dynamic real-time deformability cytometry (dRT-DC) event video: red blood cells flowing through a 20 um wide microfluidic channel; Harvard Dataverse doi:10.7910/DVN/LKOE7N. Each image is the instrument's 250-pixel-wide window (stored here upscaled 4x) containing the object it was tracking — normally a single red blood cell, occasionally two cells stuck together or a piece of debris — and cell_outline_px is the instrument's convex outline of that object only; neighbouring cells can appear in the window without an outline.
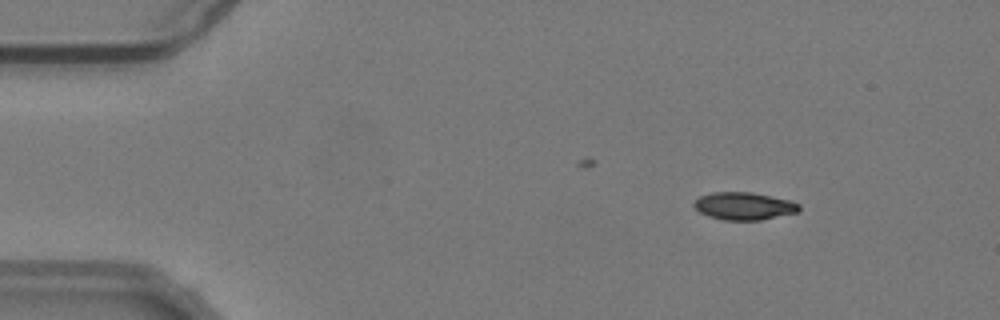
{"species": "common noctule bat (a hibernating species)", "species_latin": "Nyctalus noctula", "temperature_condition": "warm", "stored_images_in_passage": 50, "camera_frame_rate_fps": 3000, "um_per_image_px": 0.085, "animal": {"sex": "male", "body_mass_g": 19.2, "forearm_length_mm": 51.8}, "frame": {"image": 1, "passage_image": 6, "time_ms": 1.667, "image_size_px": [1000, 320], "cell_outline_px": [[800, 208], [796, 212], [760, 220], [724, 220], [708, 216], [700, 212], [692, 204], [700, 196], [712, 192], [752, 192], [792, 200], [800, 204]], "centroid_in_image_um": [63.24, 17.5], "position_along_channel_um": 21.8, "area_um2": 16.88}}
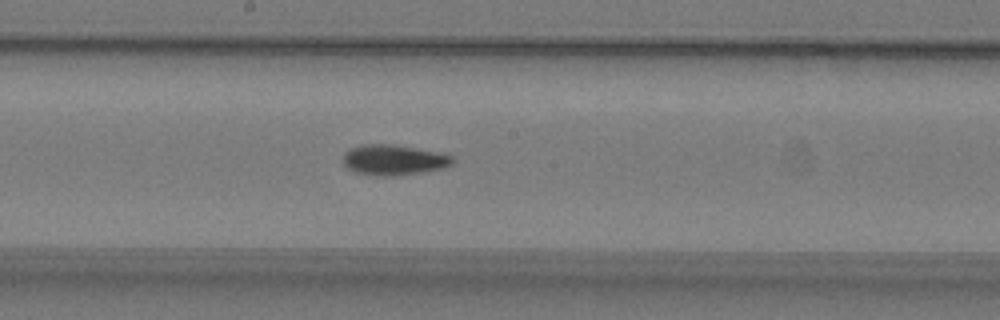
{"frame": {"image": 2, "passage_image": 28, "time_ms": 9.0, "image_size_px": [1000, 320], "cell_outline_px": [[456, 160], [452, 164], [444, 168], [420, 172], [392, 176], [372, 176], [356, 172], [348, 168], [344, 164], [344, 152], [348, 148], [360, 144], [396, 144], [440, 152], [452, 156]], "centroid_in_image_um": [33.47, 13.58], "position_along_channel_um": 214.7, "area_um2": 19.71}}
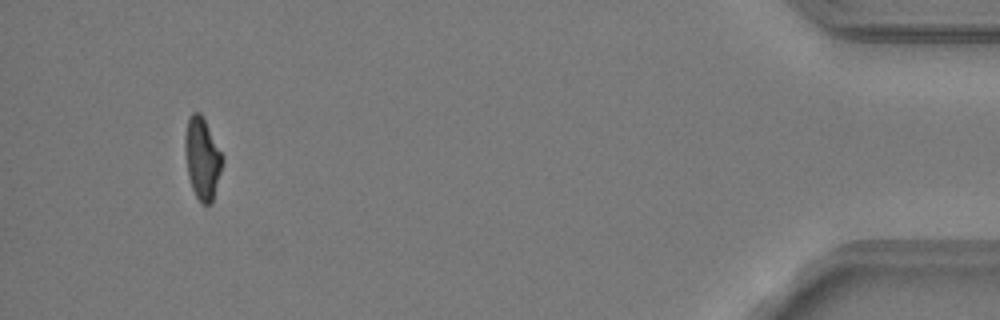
{"frame": {"image": 3, "passage_image": 50, "time_ms": 16.333, "image_size_px": [1000, 320], "cell_outline_px": [[224, 160], [212, 204], [204, 204], [196, 196], [192, 188], [188, 176], [184, 148], [184, 136], [188, 116], [192, 112], [200, 112], [224, 156]], "centroid_in_image_um": [17.19, 13.44], "position_along_channel_um": 418.0, "area_um2": 17.98}, "authors_computed_cell_mechanics": {"area_um2": 17.9469, "velocity_mm_per_s": 3.7972, "shape_relaxation_time_tau1_ms": 5.9841, "shape_relaxation_time_tau2_ms": 4.2599, "deformation_change_tau1": 0.1803, "deformation_change_tau2": 0.1046}}